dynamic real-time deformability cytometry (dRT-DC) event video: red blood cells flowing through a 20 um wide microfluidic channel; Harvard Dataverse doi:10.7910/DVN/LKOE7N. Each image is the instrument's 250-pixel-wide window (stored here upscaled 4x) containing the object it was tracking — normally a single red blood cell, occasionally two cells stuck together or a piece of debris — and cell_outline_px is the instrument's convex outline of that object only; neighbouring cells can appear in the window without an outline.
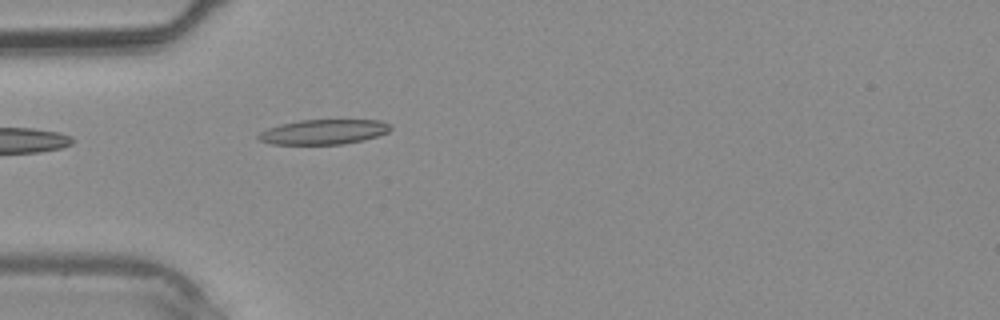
{"species": "common noctule bat (a hibernating species)", "species_latin": "Nyctalus noctula", "temperature_condition": "warm", "stored_images_in_passage": 16, "camera_frame_rate_fps": 3000, "um_per_image_px": 0.085, "animal": {"sex": "male", "body_mass_g": 20.4}, "frame": {"image": 1, "passage_image": 1, "time_ms": 0.0, "image_size_px": [1000, 320], "cell_outline_px": [[392, 128], [388, 132], [376, 136], [344, 144], [272, 144], [260, 140], [256, 136], [260, 132], [268, 128], [280, 124], [300, 120], [380, 120], [388, 124]], "centroid_in_image_um": [27.48, 11.2], "position_along_channel_um": 57.5, "area_um2": 18.96}}
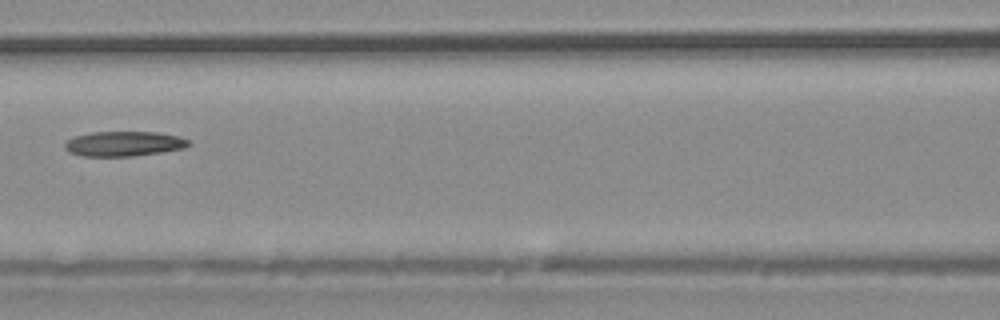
{"frame": {"image": 2, "passage_image": 7, "time_ms": 2.0, "image_size_px": [1000, 320], "cell_outline_px": [[192, 144], [184, 148], [160, 152], [132, 156], [80, 156], [68, 152], [64, 148], [64, 144], [68, 140], [76, 136], [92, 132], [160, 132], [176, 136], [188, 140]], "centroid_in_image_um": [10.51, 12.22], "position_along_channel_um": 156.1, "area_um2": 17.92}}